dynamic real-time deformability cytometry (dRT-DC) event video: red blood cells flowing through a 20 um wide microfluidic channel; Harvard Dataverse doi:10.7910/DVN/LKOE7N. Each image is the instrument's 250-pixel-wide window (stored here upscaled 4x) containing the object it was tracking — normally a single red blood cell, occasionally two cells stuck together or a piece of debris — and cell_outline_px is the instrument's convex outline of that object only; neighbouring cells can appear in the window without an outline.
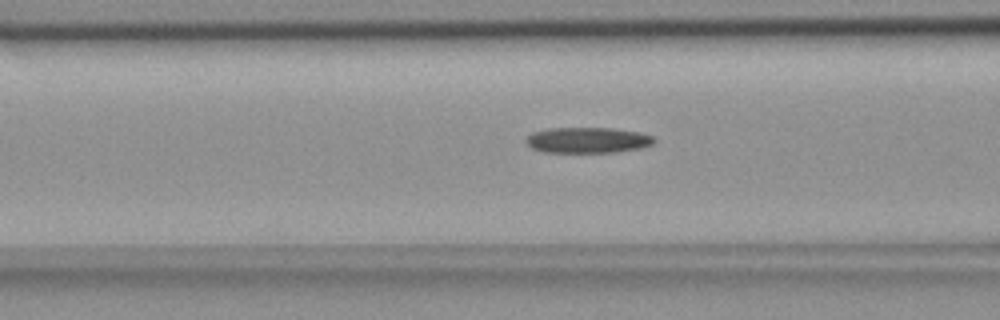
{"species": "common noctule bat (a hibernating species)", "species_latin": "Nyctalus noctula", "temperature_condition": "room temperature", "stored_images_in_passage": 38, "camera_frame_rate_fps": 3000, "um_per_image_px": 0.085, "animal": {"sex": "female", "body_mass_g": 18.4}, "frame": {"image": 1, "passage_image": 5, "time_ms": 1.333, "image_size_px": [1000, 320], "cell_outline_px": [[656, 140], [652, 144], [640, 148], [616, 152], [544, 152], [532, 148], [524, 140], [532, 132], [548, 128], [612, 128], [640, 132], [652, 136]], "centroid_in_image_um": [49.94, 11.91], "position_along_channel_um": 116.7, "area_um2": 19.19}}
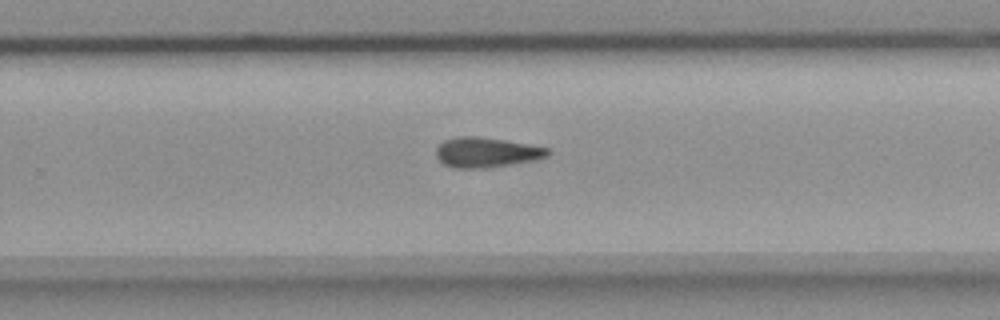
{"frame": {"image": 2, "passage_image": 19, "time_ms": 6.0, "image_size_px": [1000, 320], "cell_outline_px": [[552, 152], [548, 156], [536, 160], [488, 168], [452, 168], [444, 164], [436, 156], [436, 148], [444, 140], [456, 136], [476, 136], [532, 144], [548, 148]], "centroid_in_image_um": [41.37, 12.95], "position_along_channel_um": 288.4, "area_um2": 19.77}}
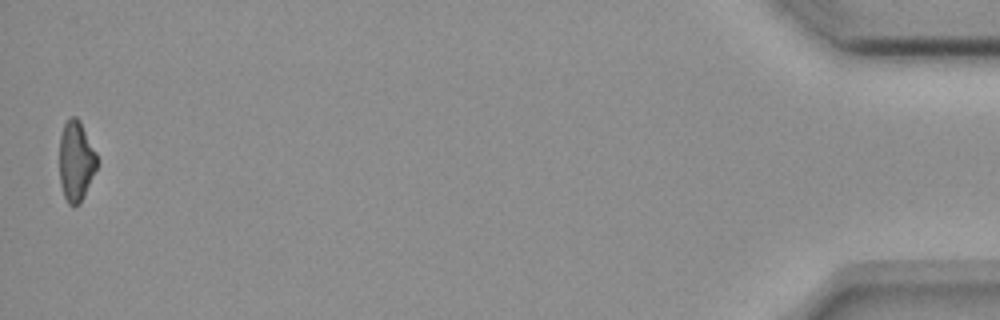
{"frame": {"image": 3, "passage_image": 38, "time_ms": 12.333, "image_size_px": [1000, 320], "cell_outline_px": [[96, 168], [84, 196], [80, 204], [72, 208], [68, 204], [64, 196], [60, 184], [60, 136], [64, 124], [72, 116], [76, 116], [80, 120], [96, 152]], "centroid_in_image_um": [6.45, 13.72], "position_along_channel_um": 428.8, "area_um2": 17.51}}